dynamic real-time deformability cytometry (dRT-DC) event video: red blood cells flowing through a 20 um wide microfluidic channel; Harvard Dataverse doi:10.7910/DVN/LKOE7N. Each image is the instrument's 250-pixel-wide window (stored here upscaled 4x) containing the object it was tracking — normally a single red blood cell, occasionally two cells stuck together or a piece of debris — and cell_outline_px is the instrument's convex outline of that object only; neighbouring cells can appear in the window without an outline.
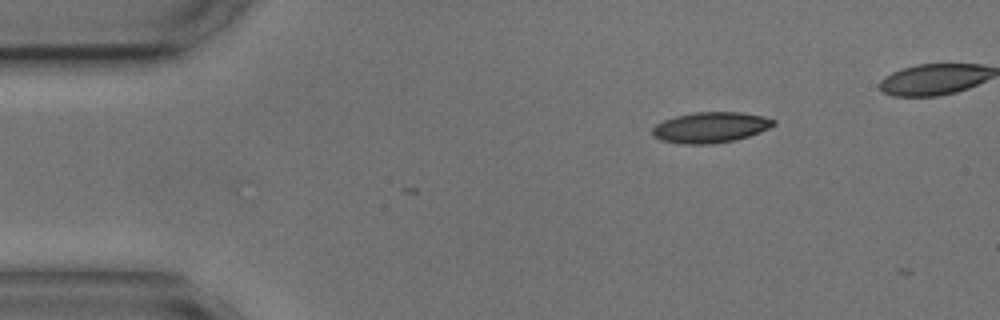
{"species": "common noctule bat (a hibernating species)", "species_latin": "Nyctalus noctula", "temperature_condition": "cold", "stored_images_in_passage": 8, "camera_frame_rate_fps": 3000, "um_per_image_px": 0.085, "animal": {"sex": "male", "body_mass_g": 17.9, "forearm_length_mm": 54.2}, "frame": {"image": 1, "passage_image": 1, "time_ms": 0.0, "image_size_px": [1000, 320], "cell_outline_px": [[776, 124], [760, 132], [736, 140], [712, 144], [680, 144], [660, 140], [652, 136], [652, 128], [656, 124], [664, 120], [676, 116], [696, 112], [740, 112], [764, 116], [776, 120]], "centroid_in_image_um": [60.39, 10.83], "position_along_channel_um": 24.6, "area_um2": 21.79}}